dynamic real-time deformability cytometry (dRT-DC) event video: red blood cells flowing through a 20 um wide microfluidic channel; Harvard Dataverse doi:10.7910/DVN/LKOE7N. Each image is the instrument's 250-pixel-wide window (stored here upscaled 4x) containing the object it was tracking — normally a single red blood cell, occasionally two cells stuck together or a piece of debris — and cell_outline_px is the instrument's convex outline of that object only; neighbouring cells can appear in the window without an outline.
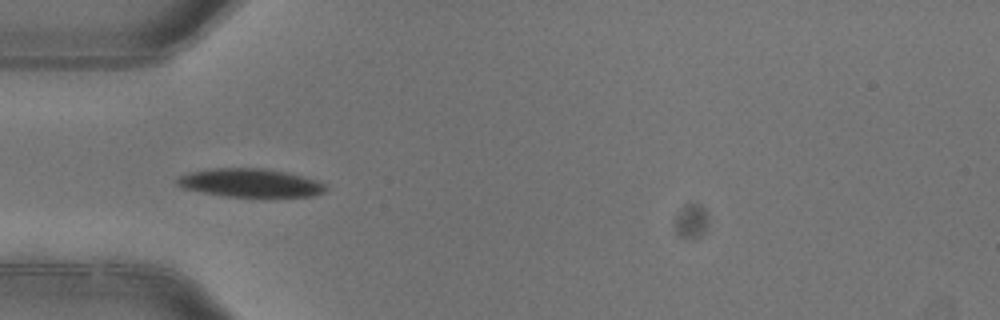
{"species": "common noctule bat (a hibernating species)", "species_latin": "Nyctalus noctula", "temperature_condition": "warm", "stored_images_in_passage": 6, "camera_frame_rate_fps": 3000, "um_per_image_px": 0.085, "animal": {"sex": "female"}, "frame": {"image": 1, "passage_image": 4, "time_ms": 1.0, "image_size_px": [1000, 320], "cell_outline_px": [[328, 188], [324, 192], [312, 196], [224, 196], [180, 188], [176, 184], [176, 180], [180, 176], [188, 172], [212, 168], [264, 168], [284, 172], [316, 180], [324, 184]], "centroid_in_image_um": [21.21, 15.54], "position_along_channel_um": 63.8, "area_um2": 24.39}}